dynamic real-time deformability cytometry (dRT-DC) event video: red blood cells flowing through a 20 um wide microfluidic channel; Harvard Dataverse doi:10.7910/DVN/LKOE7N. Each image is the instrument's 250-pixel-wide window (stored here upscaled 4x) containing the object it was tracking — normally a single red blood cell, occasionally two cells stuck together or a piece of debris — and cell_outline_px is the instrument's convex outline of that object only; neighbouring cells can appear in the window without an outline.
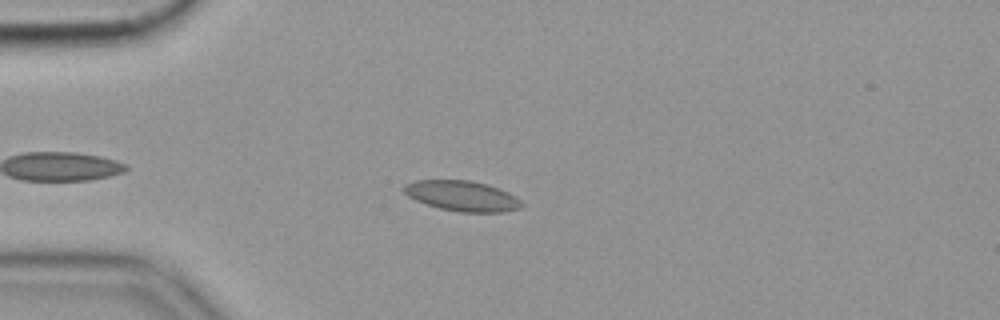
{"species": "common noctule bat (a hibernating species)", "species_latin": "Nyctalus noctula", "temperature_condition": "cold", "stored_images_in_passage": 39, "camera_frame_rate_fps": 3000, "um_per_image_px": 0.085, "animal": {"sex": "female", "body_mass_g": 19.9}, "frame": {"image": 1, "passage_image": 1, "time_ms": 0.0, "image_size_px": [1000, 320], "cell_outline_px": [[524, 208], [504, 212], [460, 212], [440, 208], [416, 200], [408, 196], [400, 188], [404, 184], [412, 180], [468, 180], [488, 184], [508, 192], [516, 196], [524, 204]], "centroid_in_image_um": [39.29, 16.65], "position_along_channel_um": 45.7, "area_um2": 21.04}}
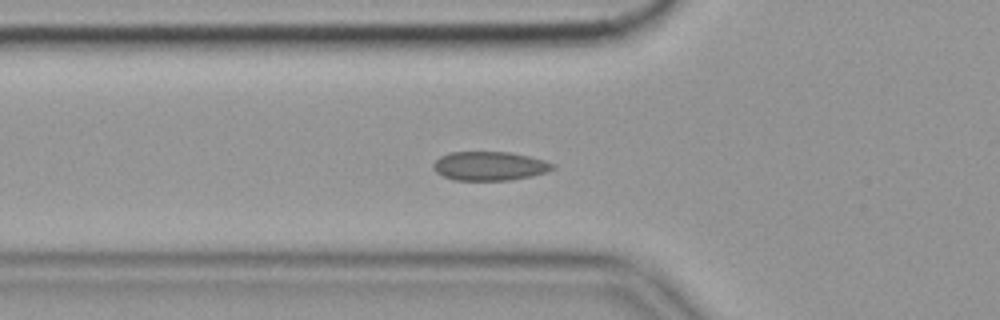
{"frame": {"image": 2, "passage_image": 6, "time_ms": 1.667, "image_size_px": [1000, 320], "cell_outline_px": [[556, 168], [548, 172], [532, 176], [508, 180], [452, 180], [436, 172], [432, 164], [440, 156], [452, 152], [508, 152], [528, 156], [544, 160], [556, 164]], "centroid_in_image_um": [41.64, 14.11], "position_along_channel_um": 84.2, "area_um2": 20.17}, "authors_computed_cell_mechanics": {"area_um2": 19.5364, "velocity_mm_per_s": 3.5294, "shape_relaxation_time_tau1_ms": null, "shape_relaxation_time_tau2_ms": 1.7751, "deformation_change_tau1": null, "deformation_change_tau2": 0.0526}}